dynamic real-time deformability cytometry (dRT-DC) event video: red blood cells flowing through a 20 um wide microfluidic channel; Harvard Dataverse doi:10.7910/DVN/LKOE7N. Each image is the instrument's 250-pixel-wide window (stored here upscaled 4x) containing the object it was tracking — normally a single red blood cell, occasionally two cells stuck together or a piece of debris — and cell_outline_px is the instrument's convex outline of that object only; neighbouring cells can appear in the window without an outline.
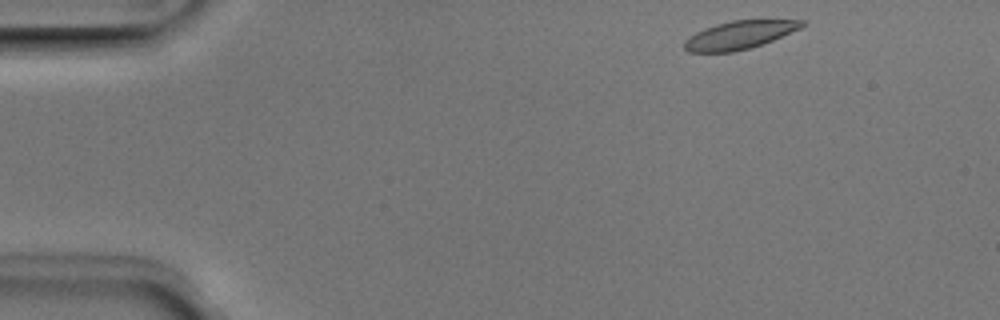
{"species": "Egyptian fruit bat (a non-hibernating species)", "species_latin": "Rousettus aegyptiacus", "temperature_condition": "room temperature", "stored_images_in_passage": 45, "camera_frame_rate_fps": 3000, "um_per_image_px": 0.085, "animal": {"sex": "male"}, "frame": {"image": 1, "passage_image": 1, "time_ms": 0.0, "image_size_px": [1000, 320], "cell_outline_px": [[804, 24], [800, 28], [772, 40], [752, 48], [732, 52], [688, 52], [684, 48], [684, 40], [688, 36], [704, 28], [716, 24], [732, 20], [804, 20]], "centroid_in_image_um": [62.79, 2.98], "position_along_channel_um": 22.2, "area_um2": 19.19}}
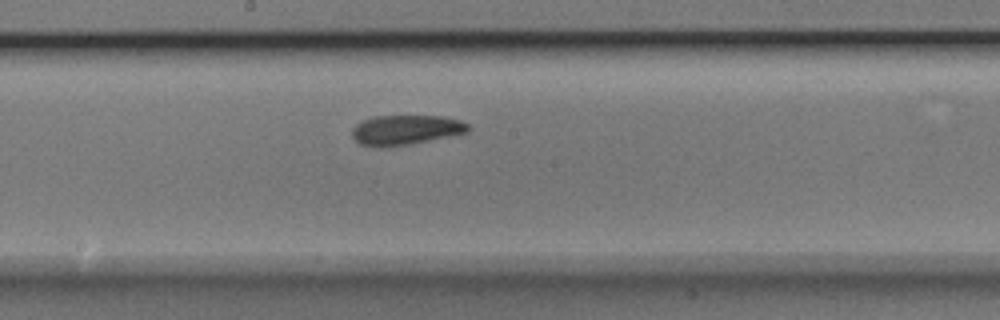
{"frame": {"image": 2, "passage_image": 22, "time_ms": 7.0, "image_size_px": [1000, 320], "cell_outline_px": [[472, 128], [468, 132], [412, 144], [380, 148], [376, 148], [360, 144], [352, 136], [352, 128], [356, 124], [372, 116], [444, 116], [460, 120], [468, 124]], "centroid_in_image_um": [34.48, 11.05], "position_along_channel_um": 213.7, "area_um2": 20.4}}
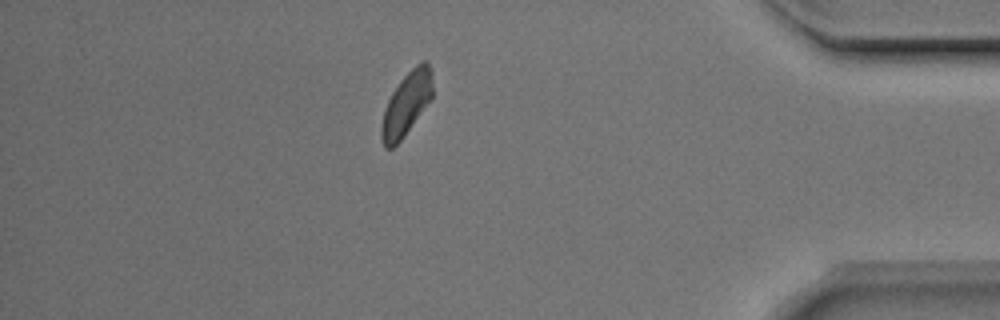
{"frame": {"image": 3, "passage_image": 39, "time_ms": 12.667, "image_size_px": [1000, 320], "cell_outline_px": [[432, 96], [400, 140], [392, 148], [384, 148], [380, 136], [380, 124], [384, 108], [392, 92], [400, 80], [416, 64], [424, 60], [428, 60], [432, 72]], "centroid_in_image_um": [34.51, 8.8], "position_along_channel_um": 400.7, "area_um2": 18.61}, "authors_computed_cell_mechanics": {"area_um2": 20.1144, "velocity_mm_per_s": 3.9678, "shape_relaxation_time_tau1_ms": 6.5298, "shape_relaxation_time_tau2_ms": 2.1412, "deformation_change_tau1": 0.1213, "deformation_change_tau2": 0.0603}}